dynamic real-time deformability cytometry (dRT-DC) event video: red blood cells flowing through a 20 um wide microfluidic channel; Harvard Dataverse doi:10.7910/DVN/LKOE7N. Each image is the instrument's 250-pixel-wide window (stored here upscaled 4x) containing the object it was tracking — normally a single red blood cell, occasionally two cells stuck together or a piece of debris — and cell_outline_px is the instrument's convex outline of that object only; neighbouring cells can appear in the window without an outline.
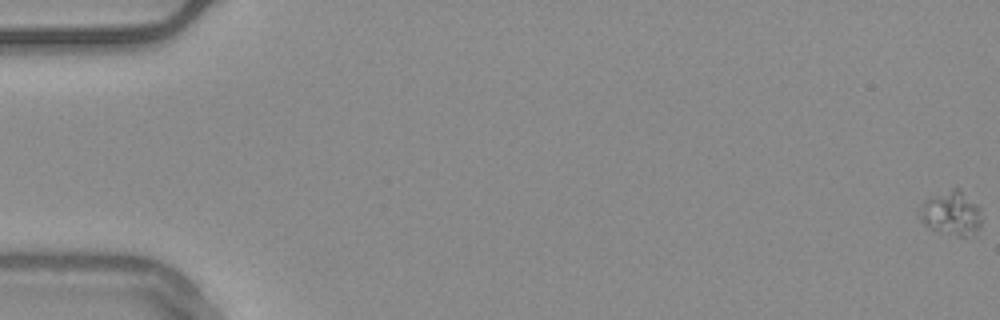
{"species": "common noctule bat (a hibernating species)", "species_latin": "Nyctalus noctula", "temperature_condition": "warm", "stored_images_in_passage": 58, "camera_frame_rate_fps": 3000, "um_per_image_px": 0.085, "animal": {"sex": "male", "body_mass_g": 20.4}, "frame": {"image": 1, "passage_image": 1, "time_ms": 0.0, "image_size_px": [1000, 320], "cell_outline_px": [[980, 228], [964, 236], [960, 236], [932, 228], [924, 224], [920, 220], [920, 216], [924, 200], [952, 188], [960, 188], [980, 208]], "centroid_in_image_um": [80.88, 18.09], "position_along_channel_um": 4.1, "area_um2": 15.32}}
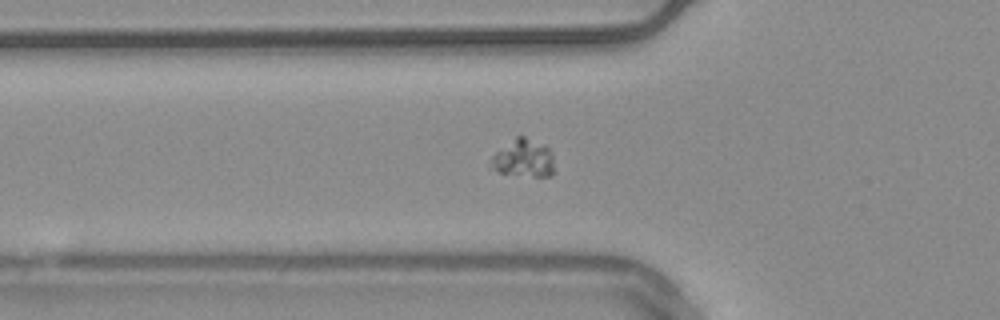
{"frame": {"image": 2, "passage_image": 21, "time_ms": 6.667, "image_size_px": [1000, 320], "cell_outline_px": [[552, 172], [548, 176], [532, 176], [500, 172], [488, 168], [492, 156], [496, 152], [516, 136], [524, 136], [544, 144], [552, 152]], "centroid_in_image_um": [44.47, 13.44], "position_along_channel_um": 81.3, "area_um2": 13.76}}
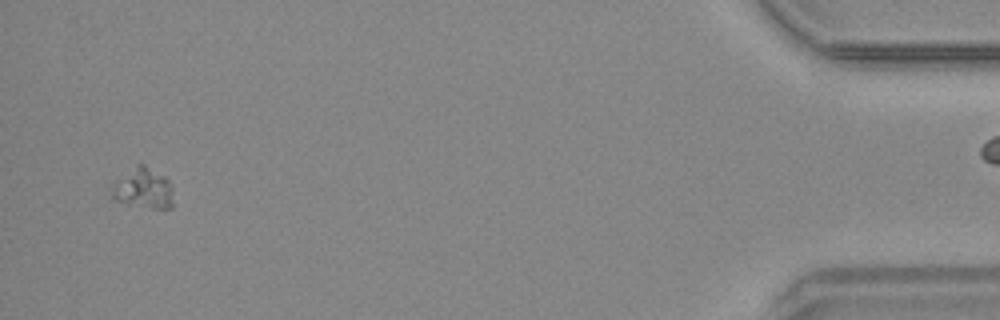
{"frame": {"image": 3, "passage_image": 55, "time_ms": 18.0, "image_size_px": [1000, 320], "cell_outline_px": [[172, 208], [152, 208], [128, 204], [112, 200], [108, 196], [108, 188], [116, 180], [136, 164], [144, 164], [164, 176], [168, 180], [172, 188]], "centroid_in_image_um": [12.1, 16.02], "position_along_channel_um": 423.1, "area_um2": 14.85}}